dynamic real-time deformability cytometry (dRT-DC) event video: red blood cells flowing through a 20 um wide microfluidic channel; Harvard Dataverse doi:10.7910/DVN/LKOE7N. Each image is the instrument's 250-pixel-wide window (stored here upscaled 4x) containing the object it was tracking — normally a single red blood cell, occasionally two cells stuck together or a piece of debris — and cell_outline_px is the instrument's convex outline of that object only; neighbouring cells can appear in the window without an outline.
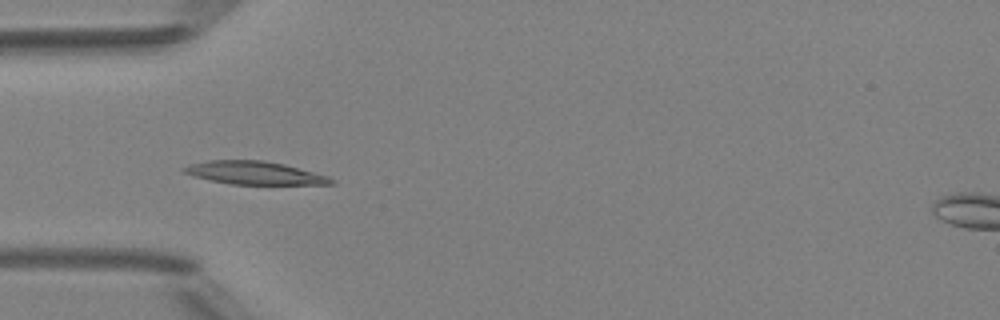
{"species": "Egyptian fruit bat (a non-hibernating species)", "species_latin": "Rousettus aegyptiacus", "temperature_condition": "room temperature", "stored_images_in_passage": 6, "camera_frame_rate_fps": 3000, "um_per_image_px": 0.085, "animal": {"sex": "female"}, "frame": {"image": 1, "passage_image": 2, "time_ms": 2.333, "image_size_px": [1000, 320], "cell_outline_px": [[336, 184], [232, 184], [212, 180], [196, 176], [184, 172], [180, 168], [188, 164], [208, 160], [264, 160], [284, 164], [328, 176], [336, 180]], "centroid_in_image_um": [21.65, 14.69], "position_along_channel_um": 63.4, "area_um2": 19.65}}
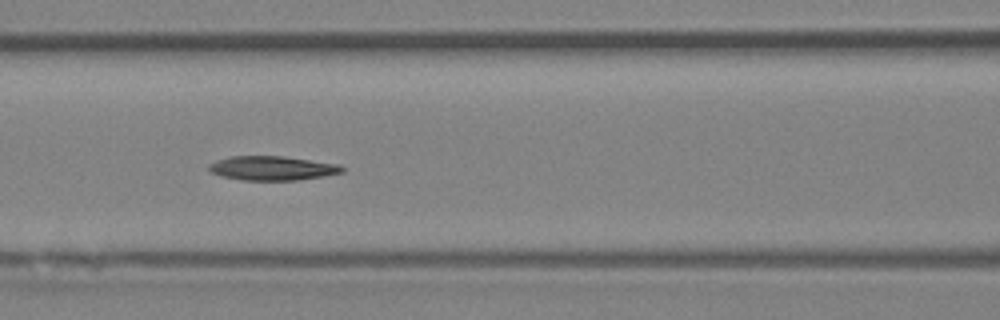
{"frame": {"image": 2, "passage_image": 4, "time_ms": 4.333, "image_size_px": [1000, 320], "cell_outline_px": [[344, 172], [324, 176], [296, 180], [244, 180], [220, 176], [212, 172], [208, 168], [208, 164], [216, 160], [228, 156], [284, 156], [340, 164], [344, 168]], "centroid_in_image_um": [23.14, 14.29], "position_along_channel_um": 143.5, "area_um2": 18.9}}
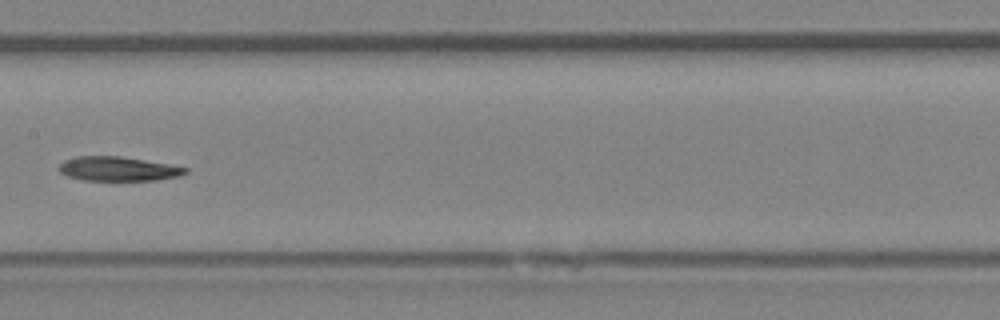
{"frame": {"image": 3, "passage_image": 5, "time_ms": 5.667, "image_size_px": [1000, 320], "cell_outline_px": [[188, 172], [180, 176], [156, 180], [84, 180], [68, 176], [60, 172], [56, 168], [64, 160], [76, 156], [120, 156], [168, 164], [188, 168]], "centroid_in_image_um": [10.02, 14.35], "position_along_channel_um": 197.4, "area_um2": 17.86}}